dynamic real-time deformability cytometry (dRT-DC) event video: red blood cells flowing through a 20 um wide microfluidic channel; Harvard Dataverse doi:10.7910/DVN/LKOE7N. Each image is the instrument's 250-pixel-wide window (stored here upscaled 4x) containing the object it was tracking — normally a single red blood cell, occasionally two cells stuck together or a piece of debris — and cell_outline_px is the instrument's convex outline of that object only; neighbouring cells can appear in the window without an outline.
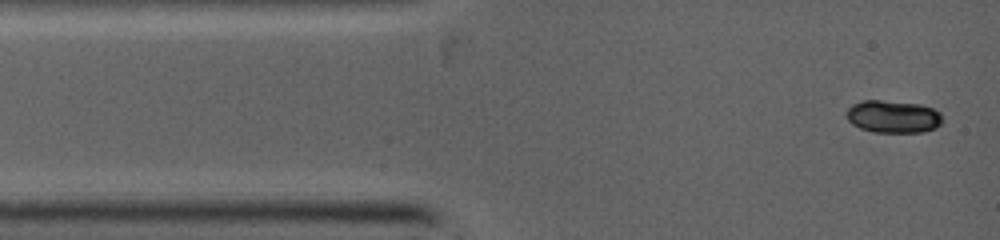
{"species": "common noctule bat (a hibernating species)", "species_latin": "Nyctalus noctula", "temperature_condition": "warm", "stored_images_in_passage": 7, "camera_frame_rate_fps": 5000, "um_per_image_px": 0.085, "animal": {"sex": "female", "body_mass_g": 19.0, "forearm_length_mm": 53.3}, "frame": {"image": 1, "passage_image": 1, "time_ms": 0.0, "image_size_px": [1000, 240], "cell_outline_px": [[940, 124], [936, 128], [924, 132], [872, 132], [860, 128], [852, 124], [848, 120], [844, 112], [852, 104], [864, 100], [880, 100], [920, 104], [932, 108], [940, 112]], "centroid_in_image_um": [75.87, 9.91], "position_along_channel_um": 9.1, "area_um2": 18.26}}